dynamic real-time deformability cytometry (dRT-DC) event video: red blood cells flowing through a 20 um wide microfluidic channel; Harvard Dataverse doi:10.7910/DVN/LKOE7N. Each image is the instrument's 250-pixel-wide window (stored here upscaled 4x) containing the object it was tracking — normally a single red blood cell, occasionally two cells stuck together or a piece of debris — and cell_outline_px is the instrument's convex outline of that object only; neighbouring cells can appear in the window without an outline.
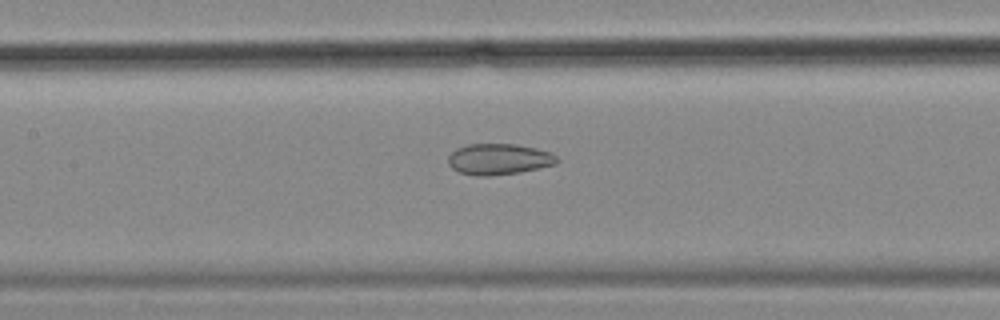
{"species": "common noctule bat (a hibernating species)", "species_latin": "Nyctalus noctula", "temperature_condition": "cold", "stored_images_in_passage": 57, "camera_frame_rate_fps": 3000, "um_per_image_px": 0.085, "animal": {"sex": "female", "body_mass_g": 18.4}, "frame": {"image": 1, "passage_image": 26, "time_ms": 8.333, "image_size_px": [1000, 320], "cell_outline_px": [[560, 160], [556, 164], [520, 172], [488, 176], [476, 176], [460, 172], [452, 168], [448, 164], [448, 156], [456, 148], [468, 144], [516, 144], [536, 148], [552, 152]], "centroid_in_image_um": [42.41, 13.52], "position_along_channel_um": 165.0, "area_um2": 19.77}}
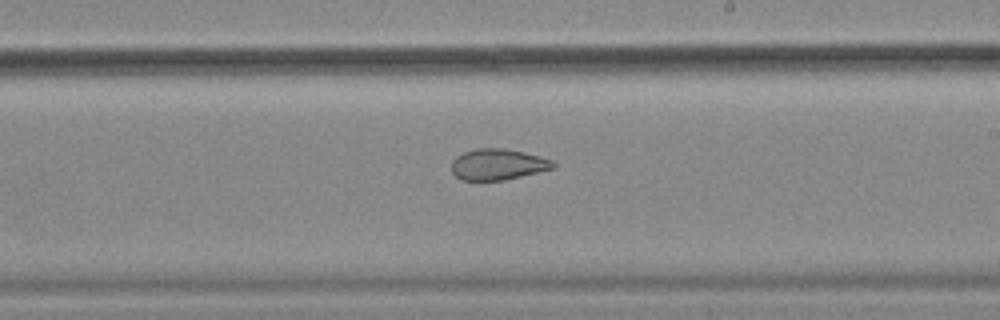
{"frame": {"image": 2, "passage_image": 33, "time_ms": 10.667, "image_size_px": [1000, 320], "cell_outline_px": [[556, 168], [504, 180], [460, 180], [452, 172], [452, 160], [456, 156], [464, 152], [476, 148], [504, 148], [524, 152], [540, 156], [552, 160], [556, 164]], "centroid_in_image_um": [42.33, 13.97], "position_along_channel_um": 246.7, "area_um2": 18.5}}
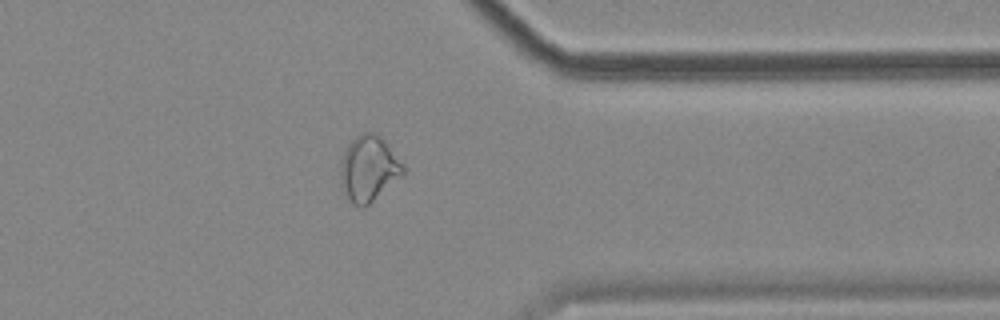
{"frame": {"image": 3, "passage_image": 45, "time_ms": 14.667, "image_size_px": [1000, 320], "cell_outline_px": [[404, 172], [364, 208], [352, 204], [340, 184], [340, 164], [344, 152], [348, 144], [360, 132], [376, 132], [388, 144], [404, 164]], "centroid_in_image_um": [31.31, 14.3], "position_along_channel_um": 380.1, "area_um2": 23.76}, "authors_computed_cell_mechanics": {"area_um2": 24.854, "velocity_mm_per_s": 3.5231, "shape_relaxation_time_tau1_ms": null, "shape_relaxation_time_tau2_ms": 2.2347, "deformation_change_tau1": null, "deformation_change_tau2": 0.0728}}